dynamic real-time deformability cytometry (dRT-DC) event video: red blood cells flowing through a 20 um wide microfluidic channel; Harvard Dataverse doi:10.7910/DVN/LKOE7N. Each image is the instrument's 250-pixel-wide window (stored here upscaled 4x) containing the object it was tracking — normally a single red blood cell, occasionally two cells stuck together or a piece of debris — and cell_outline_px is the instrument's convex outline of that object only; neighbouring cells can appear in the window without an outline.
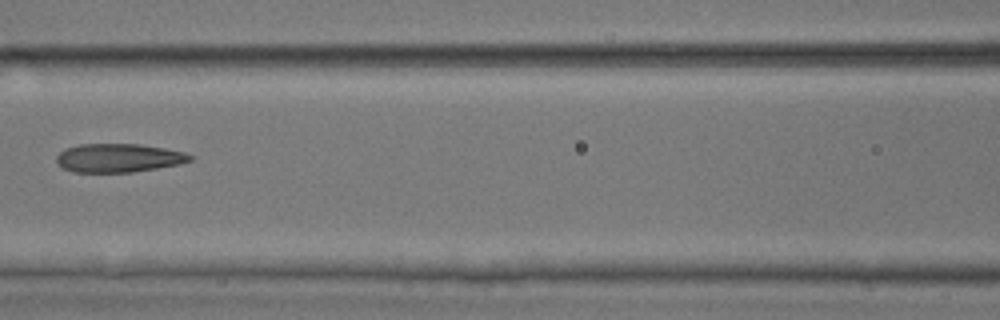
{"species": "common noctule bat (a hibernating species)", "species_latin": "Nyctalus noctula", "temperature_condition": "room temperature", "stored_images_in_passage": 7, "camera_frame_rate_fps": 3000, "um_per_image_px": 0.085, "animal": {"sex": "male", "body_mass_g": 17.9, "forearm_length_mm": 54.2}, "frame": {"image": 1, "passage_image": 7, "time_ms": 2.0, "image_size_px": [1000, 320], "cell_outline_px": [[192, 160], [180, 164], [132, 172], [72, 172], [60, 168], [56, 164], [56, 156], [64, 148], [80, 144], [140, 144], [164, 148], [184, 152], [192, 156]], "centroid_in_image_um": [10.02, 13.43], "position_along_channel_um": 156.6, "area_um2": 22.43}}